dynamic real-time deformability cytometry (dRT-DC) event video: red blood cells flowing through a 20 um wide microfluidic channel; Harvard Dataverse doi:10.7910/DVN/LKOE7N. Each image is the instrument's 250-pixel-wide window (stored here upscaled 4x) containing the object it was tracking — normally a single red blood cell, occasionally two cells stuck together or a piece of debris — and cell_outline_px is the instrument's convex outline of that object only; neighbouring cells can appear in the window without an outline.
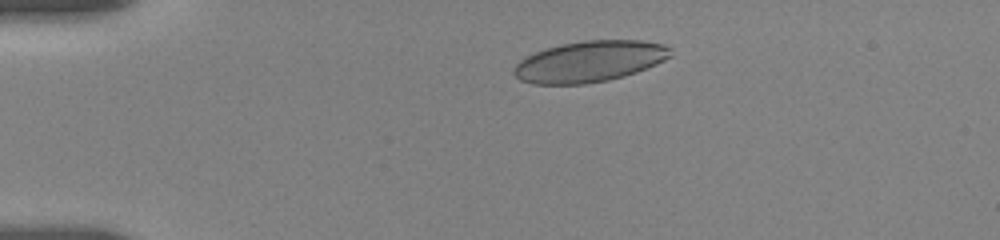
{"species": "human", "species_latin": "Homo sapiens", "temperature_condition": "room temperature", "stored_images_in_passage": 8, "camera_frame_rate_fps": 3000, "um_per_image_px": 0.085, "donor": {"sex": "female"}, "frame": {"image": 1, "passage_image": 4, "time_ms": 2.333, "image_size_px": [1000, 240], "cell_outline_px": [[672, 56], [656, 64], [636, 72], [624, 76], [608, 80], [584, 84], [532, 84], [520, 80], [512, 72], [512, 68], [524, 56], [548, 48], [564, 44], [584, 40], [640, 40], [664, 44], [672, 48]], "centroid_in_image_um": [50.12, 5.22], "position_along_channel_um": 34.9, "area_um2": 37.57}}
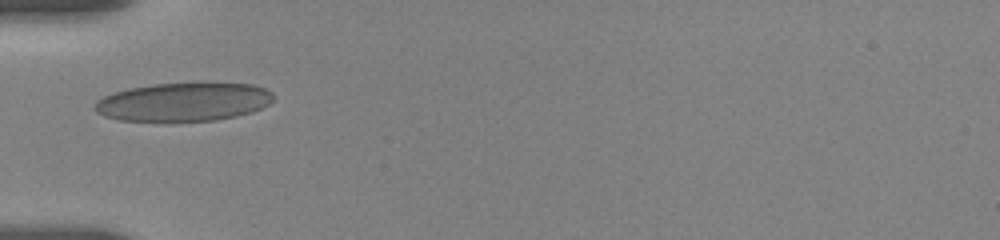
{"frame": {"image": 2, "passage_image": 7, "time_ms": 4.667, "image_size_px": [1000, 240], "cell_outline_px": [[276, 96], [268, 104], [252, 112], [236, 116], [216, 120], [120, 120], [104, 116], [96, 112], [92, 108], [96, 100], [112, 92], [128, 88], [152, 84], [204, 80], [212, 80], [252, 84], [264, 88], [272, 92]], "centroid_in_image_um": [15.63, 8.6], "position_along_channel_um": 69.4, "area_um2": 41.21}}